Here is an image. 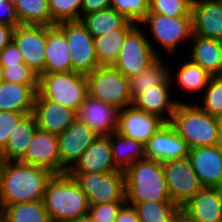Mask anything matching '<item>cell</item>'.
I'll use <instances>...</instances> for the list:
<instances>
[{
	"mask_svg": "<svg viewBox=\"0 0 222 222\" xmlns=\"http://www.w3.org/2000/svg\"><path fill=\"white\" fill-rule=\"evenodd\" d=\"M55 174L20 161H0V211L14 203L42 201Z\"/></svg>",
	"mask_w": 222,
	"mask_h": 222,
	"instance_id": "cell-1",
	"label": "cell"
},
{
	"mask_svg": "<svg viewBox=\"0 0 222 222\" xmlns=\"http://www.w3.org/2000/svg\"><path fill=\"white\" fill-rule=\"evenodd\" d=\"M51 222H72L89 213V202L79 184L67 173L54 175L43 199Z\"/></svg>",
	"mask_w": 222,
	"mask_h": 222,
	"instance_id": "cell-2",
	"label": "cell"
},
{
	"mask_svg": "<svg viewBox=\"0 0 222 222\" xmlns=\"http://www.w3.org/2000/svg\"><path fill=\"white\" fill-rule=\"evenodd\" d=\"M124 175L127 204L172 201L162 162L146 158L138 160L124 171Z\"/></svg>",
	"mask_w": 222,
	"mask_h": 222,
	"instance_id": "cell-3",
	"label": "cell"
},
{
	"mask_svg": "<svg viewBox=\"0 0 222 222\" xmlns=\"http://www.w3.org/2000/svg\"><path fill=\"white\" fill-rule=\"evenodd\" d=\"M193 104L179 102L169 123L190 149L217 145V117Z\"/></svg>",
	"mask_w": 222,
	"mask_h": 222,
	"instance_id": "cell-4",
	"label": "cell"
},
{
	"mask_svg": "<svg viewBox=\"0 0 222 222\" xmlns=\"http://www.w3.org/2000/svg\"><path fill=\"white\" fill-rule=\"evenodd\" d=\"M87 95L86 74L73 71L39 75L36 97H43L77 112Z\"/></svg>",
	"mask_w": 222,
	"mask_h": 222,
	"instance_id": "cell-5",
	"label": "cell"
},
{
	"mask_svg": "<svg viewBox=\"0 0 222 222\" xmlns=\"http://www.w3.org/2000/svg\"><path fill=\"white\" fill-rule=\"evenodd\" d=\"M86 78L91 97L119 109L132 105L129 79L113 66H100L86 74Z\"/></svg>",
	"mask_w": 222,
	"mask_h": 222,
	"instance_id": "cell-6",
	"label": "cell"
},
{
	"mask_svg": "<svg viewBox=\"0 0 222 222\" xmlns=\"http://www.w3.org/2000/svg\"><path fill=\"white\" fill-rule=\"evenodd\" d=\"M146 35L136 25L128 34L113 67L128 79L153 64L159 55Z\"/></svg>",
	"mask_w": 222,
	"mask_h": 222,
	"instance_id": "cell-7",
	"label": "cell"
},
{
	"mask_svg": "<svg viewBox=\"0 0 222 222\" xmlns=\"http://www.w3.org/2000/svg\"><path fill=\"white\" fill-rule=\"evenodd\" d=\"M68 175L79 184L89 205L126 202L124 171Z\"/></svg>",
	"mask_w": 222,
	"mask_h": 222,
	"instance_id": "cell-8",
	"label": "cell"
},
{
	"mask_svg": "<svg viewBox=\"0 0 222 222\" xmlns=\"http://www.w3.org/2000/svg\"><path fill=\"white\" fill-rule=\"evenodd\" d=\"M55 25L67 39L72 69L75 72L88 74L100 67L95 54L94 37L81 20L65 21Z\"/></svg>",
	"mask_w": 222,
	"mask_h": 222,
	"instance_id": "cell-9",
	"label": "cell"
},
{
	"mask_svg": "<svg viewBox=\"0 0 222 222\" xmlns=\"http://www.w3.org/2000/svg\"><path fill=\"white\" fill-rule=\"evenodd\" d=\"M162 165L169 196L180 207L204 188L188 157L168 160Z\"/></svg>",
	"mask_w": 222,
	"mask_h": 222,
	"instance_id": "cell-10",
	"label": "cell"
},
{
	"mask_svg": "<svg viewBox=\"0 0 222 222\" xmlns=\"http://www.w3.org/2000/svg\"><path fill=\"white\" fill-rule=\"evenodd\" d=\"M149 24L157 43L169 53H176L179 42L191 39L193 35L192 16L168 17L157 13H148L140 24Z\"/></svg>",
	"mask_w": 222,
	"mask_h": 222,
	"instance_id": "cell-11",
	"label": "cell"
},
{
	"mask_svg": "<svg viewBox=\"0 0 222 222\" xmlns=\"http://www.w3.org/2000/svg\"><path fill=\"white\" fill-rule=\"evenodd\" d=\"M12 41L20 50L24 63L37 75L44 74L46 25H18L14 28Z\"/></svg>",
	"mask_w": 222,
	"mask_h": 222,
	"instance_id": "cell-12",
	"label": "cell"
},
{
	"mask_svg": "<svg viewBox=\"0 0 222 222\" xmlns=\"http://www.w3.org/2000/svg\"><path fill=\"white\" fill-rule=\"evenodd\" d=\"M99 135L77 119L58 135L60 174H65Z\"/></svg>",
	"mask_w": 222,
	"mask_h": 222,
	"instance_id": "cell-13",
	"label": "cell"
},
{
	"mask_svg": "<svg viewBox=\"0 0 222 222\" xmlns=\"http://www.w3.org/2000/svg\"><path fill=\"white\" fill-rule=\"evenodd\" d=\"M187 142L169 122L162 124L145 144L146 159L159 162L184 159L189 155Z\"/></svg>",
	"mask_w": 222,
	"mask_h": 222,
	"instance_id": "cell-14",
	"label": "cell"
},
{
	"mask_svg": "<svg viewBox=\"0 0 222 222\" xmlns=\"http://www.w3.org/2000/svg\"><path fill=\"white\" fill-rule=\"evenodd\" d=\"M19 161L48 169L55 175H59L60 154L58 135L38 128L28 145L25 155Z\"/></svg>",
	"mask_w": 222,
	"mask_h": 222,
	"instance_id": "cell-15",
	"label": "cell"
},
{
	"mask_svg": "<svg viewBox=\"0 0 222 222\" xmlns=\"http://www.w3.org/2000/svg\"><path fill=\"white\" fill-rule=\"evenodd\" d=\"M119 112L118 107L87 95L76 116L98 135L109 136L117 131Z\"/></svg>",
	"mask_w": 222,
	"mask_h": 222,
	"instance_id": "cell-16",
	"label": "cell"
},
{
	"mask_svg": "<svg viewBox=\"0 0 222 222\" xmlns=\"http://www.w3.org/2000/svg\"><path fill=\"white\" fill-rule=\"evenodd\" d=\"M188 159L204 188L222 189V148L218 144L190 149Z\"/></svg>",
	"mask_w": 222,
	"mask_h": 222,
	"instance_id": "cell-17",
	"label": "cell"
},
{
	"mask_svg": "<svg viewBox=\"0 0 222 222\" xmlns=\"http://www.w3.org/2000/svg\"><path fill=\"white\" fill-rule=\"evenodd\" d=\"M115 171L121 170L113 162L110 138L99 135L66 173L88 174Z\"/></svg>",
	"mask_w": 222,
	"mask_h": 222,
	"instance_id": "cell-18",
	"label": "cell"
},
{
	"mask_svg": "<svg viewBox=\"0 0 222 222\" xmlns=\"http://www.w3.org/2000/svg\"><path fill=\"white\" fill-rule=\"evenodd\" d=\"M165 122L133 105L120 109L117 132L146 144Z\"/></svg>",
	"mask_w": 222,
	"mask_h": 222,
	"instance_id": "cell-19",
	"label": "cell"
},
{
	"mask_svg": "<svg viewBox=\"0 0 222 222\" xmlns=\"http://www.w3.org/2000/svg\"><path fill=\"white\" fill-rule=\"evenodd\" d=\"M33 114L39 129L55 135L64 132L77 119L75 110L43 97L35 98Z\"/></svg>",
	"mask_w": 222,
	"mask_h": 222,
	"instance_id": "cell-20",
	"label": "cell"
},
{
	"mask_svg": "<svg viewBox=\"0 0 222 222\" xmlns=\"http://www.w3.org/2000/svg\"><path fill=\"white\" fill-rule=\"evenodd\" d=\"M181 213L194 222H220L222 189L203 188L181 206Z\"/></svg>",
	"mask_w": 222,
	"mask_h": 222,
	"instance_id": "cell-21",
	"label": "cell"
},
{
	"mask_svg": "<svg viewBox=\"0 0 222 222\" xmlns=\"http://www.w3.org/2000/svg\"><path fill=\"white\" fill-rule=\"evenodd\" d=\"M193 34L222 41V0H193Z\"/></svg>",
	"mask_w": 222,
	"mask_h": 222,
	"instance_id": "cell-22",
	"label": "cell"
},
{
	"mask_svg": "<svg viewBox=\"0 0 222 222\" xmlns=\"http://www.w3.org/2000/svg\"><path fill=\"white\" fill-rule=\"evenodd\" d=\"M172 85H155L153 88L141 92L132 101V105L144 112L158 116L164 122H170L173 113L180 101L170 98ZM167 113V117L162 114Z\"/></svg>",
	"mask_w": 222,
	"mask_h": 222,
	"instance_id": "cell-23",
	"label": "cell"
},
{
	"mask_svg": "<svg viewBox=\"0 0 222 222\" xmlns=\"http://www.w3.org/2000/svg\"><path fill=\"white\" fill-rule=\"evenodd\" d=\"M68 42L56 26H47L44 73L73 72Z\"/></svg>",
	"mask_w": 222,
	"mask_h": 222,
	"instance_id": "cell-24",
	"label": "cell"
},
{
	"mask_svg": "<svg viewBox=\"0 0 222 222\" xmlns=\"http://www.w3.org/2000/svg\"><path fill=\"white\" fill-rule=\"evenodd\" d=\"M37 129L34 114L25 115L11 131L5 148L0 152V161H19L25 155Z\"/></svg>",
	"mask_w": 222,
	"mask_h": 222,
	"instance_id": "cell-25",
	"label": "cell"
},
{
	"mask_svg": "<svg viewBox=\"0 0 222 222\" xmlns=\"http://www.w3.org/2000/svg\"><path fill=\"white\" fill-rule=\"evenodd\" d=\"M189 40L192 43L191 60L212 76H222L221 41L196 34Z\"/></svg>",
	"mask_w": 222,
	"mask_h": 222,
	"instance_id": "cell-26",
	"label": "cell"
},
{
	"mask_svg": "<svg viewBox=\"0 0 222 222\" xmlns=\"http://www.w3.org/2000/svg\"><path fill=\"white\" fill-rule=\"evenodd\" d=\"M37 91L30 85L9 83L0 84V111L33 113Z\"/></svg>",
	"mask_w": 222,
	"mask_h": 222,
	"instance_id": "cell-27",
	"label": "cell"
},
{
	"mask_svg": "<svg viewBox=\"0 0 222 222\" xmlns=\"http://www.w3.org/2000/svg\"><path fill=\"white\" fill-rule=\"evenodd\" d=\"M137 24L128 21L122 28L94 38V48L99 66H113L117 60L127 34Z\"/></svg>",
	"mask_w": 222,
	"mask_h": 222,
	"instance_id": "cell-28",
	"label": "cell"
},
{
	"mask_svg": "<svg viewBox=\"0 0 222 222\" xmlns=\"http://www.w3.org/2000/svg\"><path fill=\"white\" fill-rule=\"evenodd\" d=\"M112 157L115 166L125 171L130 165L146 158L145 144L133 138H128L117 131L109 135Z\"/></svg>",
	"mask_w": 222,
	"mask_h": 222,
	"instance_id": "cell-29",
	"label": "cell"
},
{
	"mask_svg": "<svg viewBox=\"0 0 222 222\" xmlns=\"http://www.w3.org/2000/svg\"><path fill=\"white\" fill-rule=\"evenodd\" d=\"M164 61L159 57L147 69L129 78V92L133 100L146 89L155 85H172V74L169 68L165 67Z\"/></svg>",
	"mask_w": 222,
	"mask_h": 222,
	"instance_id": "cell-30",
	"label": "cell"
},
{
	"mask_svg": "<svg viewBox=\"0 0 222 222\" xmlns=\"http://www.w3.org/2000/svg\"><path fill=\"white\" fill-rule=\"evenodd\" d=\"M81 22L95 38L122 28L128 20L115 9L107 8L82 16Z\"/></svg>",
	"mask_w": 222,
	"mask_h": 222,
	"instance_id": "cell-31",
	"label": "cell"
},
{
	"mask_svg": "<svg viewBox=\"0 0 222 222\" xmlns=\"http://www.w3.org/2000/svg\"><path fill=\"white\" fill-rule=\"evenodd\" d=\"M135 208L141 222H173L181 207L173 201H148L129 204Z\"/></svg>",
	"mask_w": 222,
	"mask_h": 222,
	"instance_id": "cell-32",
	"label": "cell"
},
{
	"mask_svg": "<svg viewBox=\"0 0 222 222\" xmlns=\"http://www.w3.org/2000/svg\"><path fill=\"white\" fill-rule=\"evenodd\" d=\"M0 212L6 222H51L43 200L6 205Z\"/></svg>",
	"mask_w": 222,
	"mask_h": 222,
	"instance_id": "cell-33",
	"label": "cell"
},
{
	"mask_svg": "<svg viewBox=\"0 0 222 222\" xmlns=\"http://www.w3.org/2000/svg\"><path fill=\"white\" fill-rule=\"evenodd\" d=\"M20 25L53 26L48 0H13Z\"/></svg>",
	"mask_w": 222,
	"mask_h": 222,
	"instance_id": "cell-34",
	"label": "cell"
},
{
	"mask_svg": "<svg viewBox=\"0 0 222 222\" xmlns=\"http://www.w3.org/2000/svg\"><path fill=\"white\" fill-rule=\"evenodd\" d=\"M212 75L208 73L202 66L198 65L190 59L181 64L177 73V85L186 92H199L204 90Z\"/></svg>",
	"mask_w": 222,
	"mask_h": 222,
	"instance_id": "cell-35",
	"label": "cell"
},
{
	"mask_svg": "<svg viewBox=\"0 0 222 222\" xmlns=\"http://www.w3.org/2000/svg\"><path fill=\"white\" fill-rule=\"evenodd\" d=\"M82 0H48L51 19L55 24L82 18Z\"/></svg>",
	"mask_w": 222,
	"mask_h": 222,
	"instance_id": "cell-36",
	"label": "cell"
},
{
	"mask_svg": "<svg viewBox=\"0 0 222 222\" xmlns=\"http://www.w3.org/2000/svg\"><path fill=\"white\" fill-rule=\"evenodd\" d=\"M203 94V104L197 106L214 117L222 116V76H212Z\"/></svg>",
	"mask_w": 222,
	"mask_h": 222,
	"instance_id": "cell-37",
	"label": "cell"
},
{
	"mask_svg": "<svg viewBox=\"0 0 222 222\" xmlns=\"http://www.w3.org/2000/svg\"><path fill=\"white\" fill-rule=\"evenodd\" d=\"M110 8L137 24L149 13L150 0H111Z\"/></svg>",
	"mask_w": 222,
	"mask_h": 222,
	"instance_id": "cell-38",
	"label": "cell"
},
{
	"mask_svg": "<svg viewBox=\"0 0 222 222\" xmlns=\"http://www.w3.org/2000/svg\"><path fill=\"white\" fill-rule=\"evenodd\" d=\"M193 0H150L149 13L168 17L192 16Z\"/></svg>",
	"mask_w": 222,
	"mask_h": 222,
	"instance_id": "cell-39",
	"label": "cell"
},
{
	"mask_svg": "<svg viewBox=\"0 0 222 222\" xmlns=\"http://www.w3.org/2000/svg\"><path fill=\"white\" fill-rule=\"evenodd\" d=\"M1 68L3 81L22 85H30L36 91H38L39 75L31 70L25 63Z\"/></svg>",
	"mask_w": 222,
	"mask_h": 222,
	"instance_id": "cell-40",
	"label": "cell"
},
{
	"mask_svg": "<svg viewBox=\"0 0 222 222\" xmlns=\"http://www.w3.org/2000/svg\"><path fill=\"white\" fill-rule=\"evenodd\" d=\"M126 202H108L96 205H90L89 215L94 222H115L120 208Z\"/></svg>",
	"mask_w": 222,
	"mask_h": 222,
	"instance_id": "cell-41",
	"label": "cell"
},
{
	"mask_svg": "<svg viewBox=\"0 0 222 222\" xmlns=\"http://www.w3.org/2000/svg\"><path fill=\"white\" fill-rule=\"evenodd\" d=\"M25 115L23 112L0 111V152L5 148L11 131Z\"/></svg>",
	"mask_w": 222,
	"mask_h": 222,
	"instance_id": "cell-42",
	"label": "cell"
},
{
	"mask_svg": "<svg viewBox=\"0 0 222 222\" xmlns=\"http://www.w3.org/2000/svg\"><path fill=\"white\" fill-rule=\"evenodd\" d=\"M0 24L14 28L20 25L13 0H0Z\"/></svg>",
	"mask_w": 222,
	"mask_h": 222,
	"instance_id": "cell-43",
	"label": "cell"
},
{
	"mask_svg": "<svg viewBox=\"0 0 222 222\" xmlns=\"http://www.w3.org/2000/svg\"><path fill=\"white\" fill-rule=\"evenodd\" d=\"M24 63L22 54L18 49L17 45L11 41L1 52H0V67H8Z\"/></svg>",
	"mask_w": 222,
	"mask_h": 222,
	"instance_id": "cell-44",
	"label": "cell"
},
{
	"mask_svg": "<svg viewBox=\"0 0 222 222\" xmlns=\"http://www.w3.org/2000/svg\"><path fill=\"white\" fill-rule=\"evenodd\" d=\"M111 0H82L81 8L84 14H90L99 10L110 8Z\"/></svg>",
	"mask_w": 222,
	"mask_h": 222,
	"instance_id": "cell-45",
	"label": "cell"
},
{
	"mask_svg": "<svg viewBox=\"0 0 222 222\" xmlns=\"http://www.w3.org/2000/svg\"><path fill=\"white\" fill-rule=\"evenodd\" d=\"M115 222H141L135 208L125 203L117 213Z\"/></svg>",
	"mask_w": 222,
	"mask_h": 222,
	"instance_id": "cell-46",
	"label": "cell"
},
{
	"mask_svg": "<svg viewBox=\"0 0 222 222\" xmlns=\"http://www.w3.org/2000/svg\"><path fill=\"white\" fill-rule=\"evenodd\" d=\"M14 27L0 24V52L12 41Z\"/></svg>",
	"mask_w": 222,
	"mask_h": 222,
	"instance_id": "cell-47",
	"label": "cell"
},
{
	"mask_svg": "<svg viewBox=\"0 0 222 222\" xmlns=\"http://www.w3.org/2000/svg\"><path fill=\"white\" fill-rule=\"evenodd\" d=\"M218 145L222 148V116L217 117Z\"/></svg>",
	"mask_w": 222,
	"mask_h": 222,
	"instance_id": "cell-48",
	"label": "cell"
},
{
	"mask_svg": "<svg viewBox=\"0 0 222 222\" xmlns=\"http://www.w3.org/2000/svg\"><path fill=\"white\" fill-rule=\"evenodd\" d=\"M72 222H94L92 217L88 214L80 216L78 219L72 221Z\"/></svg>",
	"mask_w": 222,
	"mask_h": 222,
	"instance_id": "cell-49",
	"label": "cell"
},
{
	"mask_svg": "<svg viewBox=\"0 0 222 222\" xmlns=\"http://www.w3.org/2000/svg\"><path fill=\"white\" fill-rule=\"evenodd\" d=\"M173 222H194L187 218L183 213H180Z\"/></svg>",
	"mask_w": 222,
	"mask_h": 222,
	"instance_id": "cell-50",
	"label": "cell"
},
{
	"mask_svg": "<svg viewBox=\"0 0 222 222\" xmlns=\"http://www.w3.org/2000/svg\"><path fill=\"white\" fill-rule=\"evenodd\" d=\"M0 222H6L5 216L0 212Z\"/></svg>",
	"mask_w": 222,
	"mask_h": 222,
	"instance_id": "cell-51",
	"label": "cell"
},
{
	"mask_svg": "<svg viewBox=\"0 0 222 222\" xmlns=\"http://www.w3.org/2000/svg\"><path fill=\"white\" fill-rule=\"evenodd\" d=\"M3 82L2 68L0 67V84Z\"/></svg>",
	"mask_w": 222,
	"mask_h": 222,
	"instance_id": "cell-52",
	"label": "cell"
},
{
	"mask_svg": "<svg viewBox=\"0 0 222 222\" xmlns=\"http://www.w3.org/2000/svg\"><path fill=\"white\" fill-rule=\"evenodd\" d=\"M221 63H222V41H221Z\"/></svg>",
	"mask_w": 222,
	"mask_h": 222,
	"instance_id": "cell-53",
	"label": "cell"
}]
</instances>
